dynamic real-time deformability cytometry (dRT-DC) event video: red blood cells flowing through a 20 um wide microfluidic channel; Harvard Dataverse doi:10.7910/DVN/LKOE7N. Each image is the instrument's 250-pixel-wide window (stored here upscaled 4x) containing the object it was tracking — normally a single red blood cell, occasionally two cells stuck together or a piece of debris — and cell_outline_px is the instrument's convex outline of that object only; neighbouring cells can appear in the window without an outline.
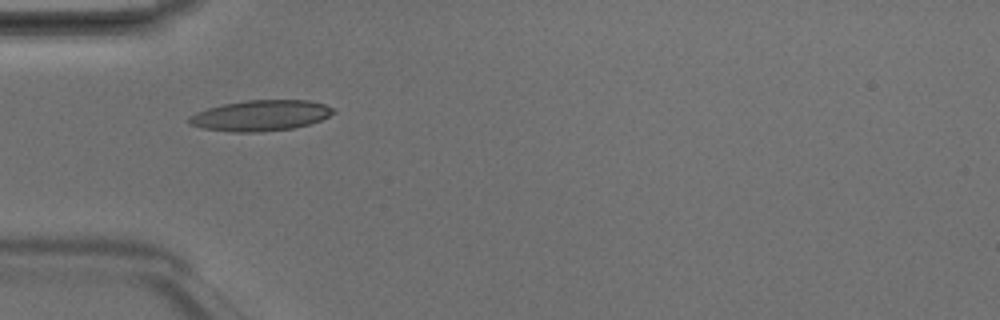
{"species": "Egyptian fruit bat (a non-hibernating species)", "species_latin": "Rousettus aegyptiacus", "temperature_condition": "room temperature", "stored_images_in_passage": 6, "camera_frame_rate_fps": 3000, "um_per_image_px": 0.085, "animal": {"sex": "male"}, "frame": {"image": 1, "passage_image": 3, "time_ms": 0.667, "image_size_px": [1000, 320], "cell_outline_px": [[336, 112], [320, 120], [296, 128], [260, 132], [232, 132], [204, 128], [188, 124], [188, 116], [196, 112], [208, 108], [224, 104], [244, 100], [308, 100], [324, 104], [336, 108]], "centroid_in_image_um": [22.16, 9.82], "position_along_channel_um": 62.8, "area_um2": 25.95}}
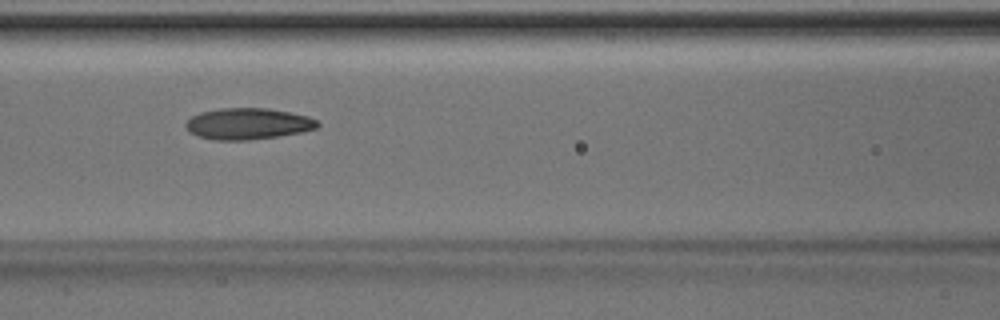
{"frame": {"image": 2, "passage_image": 5, "time_ms": 1.333, "image_size_px": [1000, 320], "cell_outline_px": [[320, 124], [316, 128], [300, 132], [276, 136], [248, 140], [216, 140], [200, 136], [192, 132], [184, 124], [192, 116], [200, 112], [220, 108], [268, 108], [308, 116], [316, 120]], "centroid_in_image_um": [21.08, 10.51], "position_along_channel_um": 145.5, "area_um2": 23.7}}